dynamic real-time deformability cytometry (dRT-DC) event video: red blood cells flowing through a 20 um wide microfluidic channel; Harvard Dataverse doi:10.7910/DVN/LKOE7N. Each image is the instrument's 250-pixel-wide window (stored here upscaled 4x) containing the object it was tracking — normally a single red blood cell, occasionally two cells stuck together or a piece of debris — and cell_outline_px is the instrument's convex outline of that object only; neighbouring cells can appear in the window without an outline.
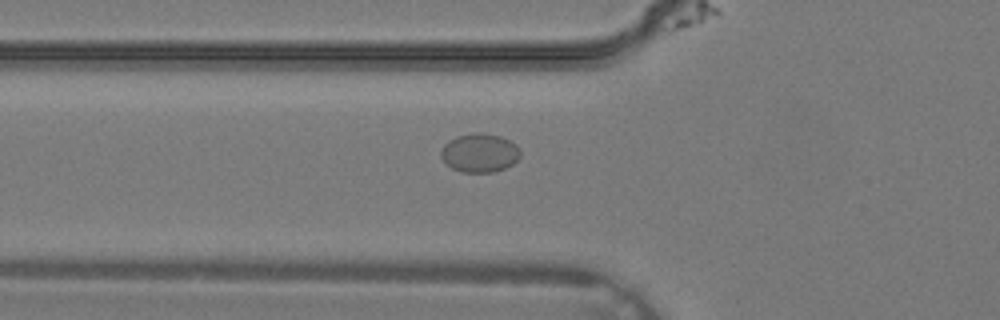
{"species": "common noctule bat (a hibernating species)", "species_latin": "Nyctalus noctula", "temperature_condition": "warm", "stored_images_in_passage": 27, "camera_frame_rate_fps": 3000, "um_per_image_px": 0.085, "animal": {"sex": "male", "body_mass_g": 19.2, "forearm_length_mm": 51.8}, "frame": {"image": 1, "passage_image": 4, "time_ms": 1.0, "image_size_px": [1000, 320], "cell_outline_px": [[520, 156], [512, 164], [504, 168], [492, 172], [460, 172], [452, 168], [440, 156], [440, 152], [444, 144], [448, 140], [456, 136], [472, 132], [480, 132], [500, 136], [516, 144], [520, 148]], "centroid_in_image_um": [40.75, 12.98], "position_along_channel_um": 85.0, "area_um2": 17.98}}
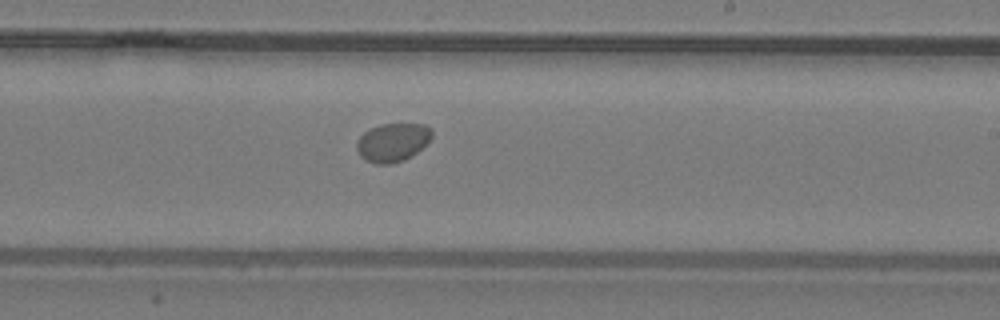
{"frame": {"image": 2, "passage_image": 13, "time_ms": 4.0, "image_size_px": [1000, 320], "cell_outline_px": [[432, 136], [416, 152], [404, 160], [392, 164], [376, 164], [364, 160], [360, 156], [356, 148], [356, 140], [364, 132], [380, 124], [424, 124], [432, 128]], "centroid_in_image_um": [33.33, 12.1], "position_along_channel_um": 255.7, "area_um2": 16.82}}
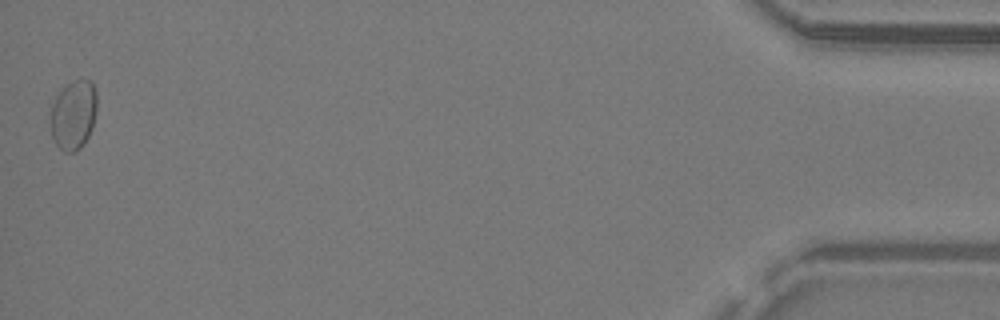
{"frame": {"image": 3, "passage_image": 27, "time_ms": 8.667, "image_size_px": [1000, 320], "cell_outline_px": [[96, 112], [92, 128], [84, 144], [76, 152], [64, 152], [56, 144], [52, 136], [52, 104], [56, 96], [72, 80], [92, 80], [96, 92]], "centroid_in_image_um": [6.27, 9.77], "position_along_channel_um": 428.9, "area_um2": 18.55}}